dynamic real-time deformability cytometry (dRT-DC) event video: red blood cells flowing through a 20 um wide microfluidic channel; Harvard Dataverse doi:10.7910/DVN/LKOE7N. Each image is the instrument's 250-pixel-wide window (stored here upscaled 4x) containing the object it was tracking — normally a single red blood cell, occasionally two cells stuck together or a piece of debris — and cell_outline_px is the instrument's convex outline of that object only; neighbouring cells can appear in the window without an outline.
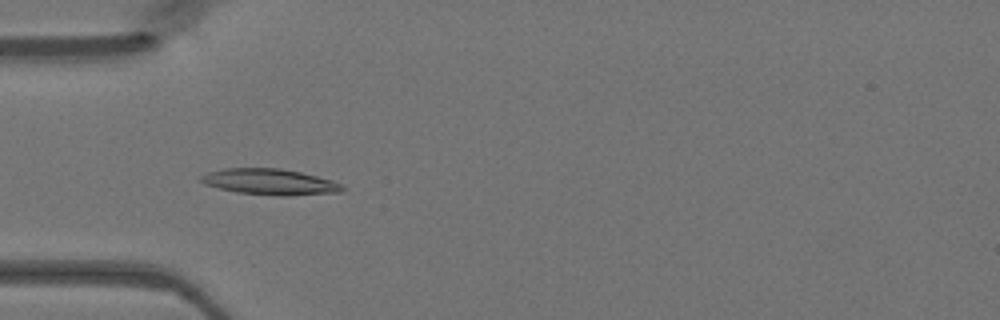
{"species": "Egyptian fruit bat (a non-hibernating species)", "species_latin": "Rousettus aegyptiacus", "temperature_condition": "warm", "stored_images_in_passage": 35, "camera_frame_rate_fps": 3000, "um_per_image_px": 0.085, "animal": {"sex": "female"}, "frame": {"image": 1, "passage_image": 2, "time_ms": 0.333, "image_size_px": [1000, 320], "cell_outline_px": [[348, 188], [344, 192], [288, 196], [280, 196], [236, 192], [204, 184], [200, 180], [200, 176], [208, 172], [224, 168], [280, 168], [300, 172], [332, 180], [344, 184]], "centroid_in_image_um": [23.01, 15.46], "position_along_channel_um": 62.0, "area_um2": 21.62}}
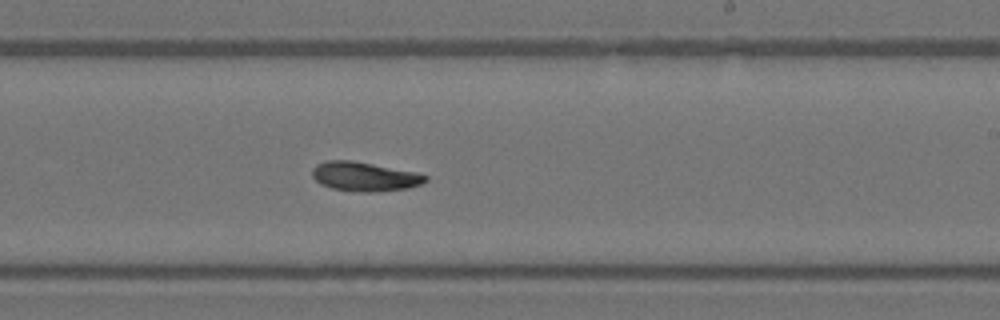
{"frame": {"image": 2, "passage_image": 16, "time_ms": 5.0, "image_size_px": [1000, 320], "cell_outline_px": [[428, 180], [420, 184], [408, 188], [376, 192], [360, 192], [332, 188], [320, 184], [312, 176], [312, 168], [316, 164], [324, 160], [352, 160], [416, 172], [428, 176]], "centroid_in_image_um": [30.96, 15.0], "position_along_channel_um": 258.0, "area_um2": 19.36}}
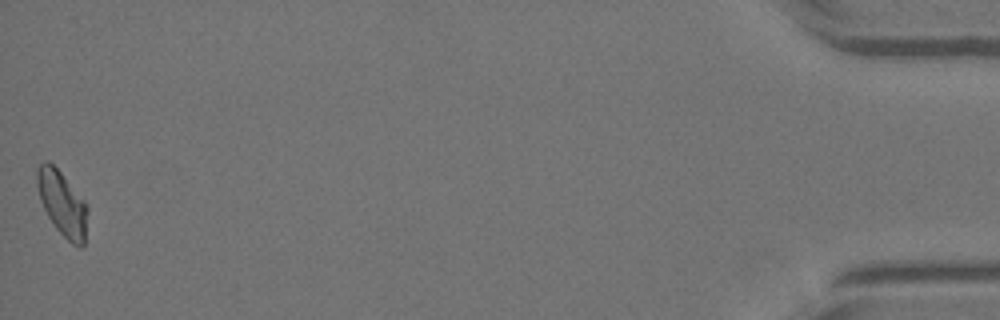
{"frame": {"image": 3, "passage_image": 35, "time_ms": 11.333, "image_size_px": [1000, 320], "cell_outline_px": [[88, 212], [84, 244], [80, 248], [72, 244], [56, 228], [48, 216], [40, 200], [36, 184], [36, 172], [40, 164], [44, 160], [48, 160], [60, 172], [88, 204]], "centroid_in_image_um": [5.3, 17.29], "position_along_channel_um": 429.9, "area_um2": 19.02}}